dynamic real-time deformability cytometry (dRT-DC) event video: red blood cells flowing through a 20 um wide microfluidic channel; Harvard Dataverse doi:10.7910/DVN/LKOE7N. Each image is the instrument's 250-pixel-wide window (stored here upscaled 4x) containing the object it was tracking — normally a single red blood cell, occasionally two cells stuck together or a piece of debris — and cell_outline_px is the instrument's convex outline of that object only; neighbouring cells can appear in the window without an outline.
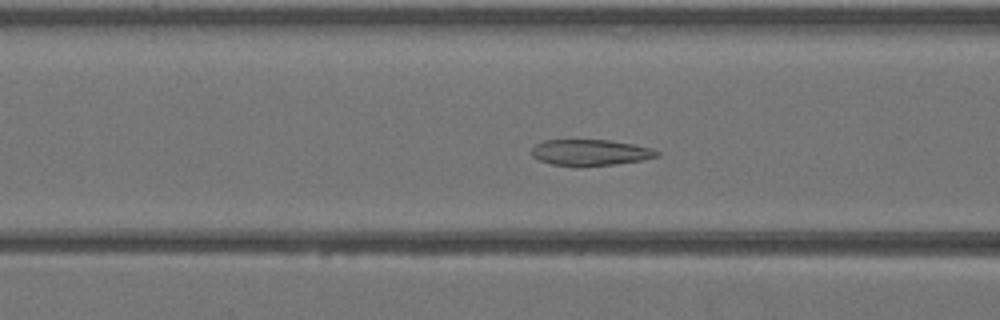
{"species": "Egyptian fruit bat (a non-hibernating species)", "species_latin": "Rousettus aegyptiacus", "temperature_condition": "warm", "stored_images_in_passage": 44, "camera_frame_rate_fps": 3000, "um_per_image_px": 0.085, "animal": {"sex": "female"}, "frame": {"image": 1, "passage_image": 18, "time_ms": 5.667, "image_size_px": [1000, 320], "cell_outline_px": [[660, 156], [640, 160], [616, 164], [576, 168], [572, 168], [552, 164], [540, 160], [532, 156], [532, 148], [536, 144], [544, 140], [608, 140], [632, 144], [652, 148], [660, 152]], "centroid_in_image_um": [50.16, 12.99], "position_along_channel_um": 116.4, "area_um2": 19.36}}
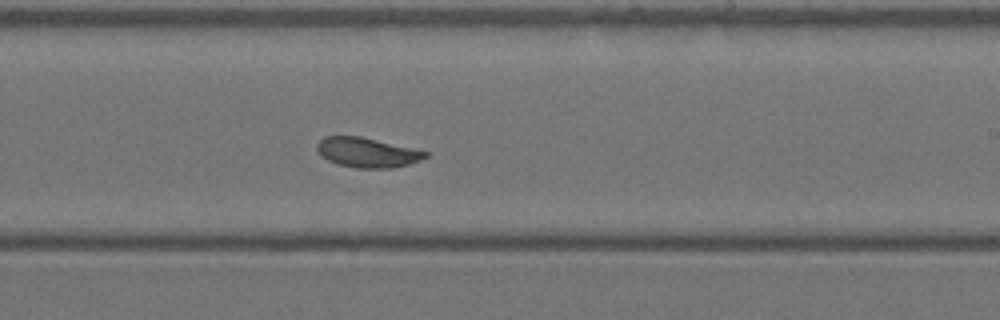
{"frame": {"image": 2, "passage_image": 27, "time_ms": 8.667, "image_size_px": [1000, 320], "cell_outline_px": [[428, 156], [420, 160], [408, 164], [392, 168], [356, 168], [336, 164], [320, 156], [316, 148], [316, 144], [324, 136], [360, 136], [412, 148], [428, 152]], "centroid_in_image_um": [31.16, 12.96], "position_along_channel_um": 257.8, "area_um2": 18.79}}
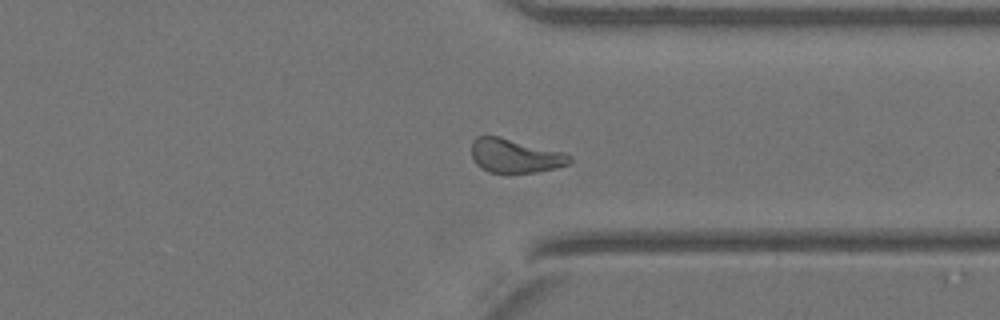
{"frame": {"image": 3, "passage_image": 34, "time_ms": 11.0, "image_size_px": [1000, 320], "cell_outline_px": [[572, 160], [568, 164], [556, 168], [536, 172], [488, 172], [480, 168], [476, 164], [472, 156], [472, 140], [476, 136], [500, 136], [568, 152], [572, 156]], "centroid_in_image_um": [43.82, 13.22], "position_along_channel_um": 367.6, "area_um2": 19.77}}